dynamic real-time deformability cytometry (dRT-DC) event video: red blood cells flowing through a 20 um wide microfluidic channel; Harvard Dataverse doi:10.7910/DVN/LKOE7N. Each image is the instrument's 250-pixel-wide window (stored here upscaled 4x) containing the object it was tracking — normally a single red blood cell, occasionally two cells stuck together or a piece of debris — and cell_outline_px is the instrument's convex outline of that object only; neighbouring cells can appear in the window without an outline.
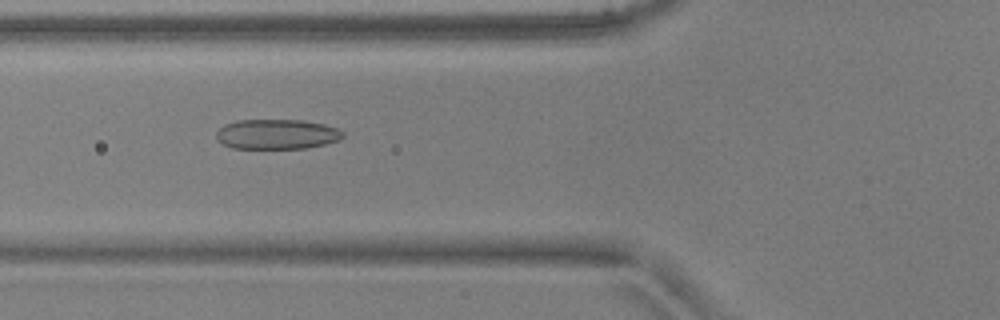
{"species": "common noctule bat (a hibernating species)", "species_latin": "Nyctalus noctula", "temperature_condition": "warm", "stored_images_in_passage": 52, "camera_frame_rate_fps": 3000, "um_per_image_px": 0.085, "animal": {"sex": "male", "body_mass_g": 17.9, "forearm_length_mm": 54.2}, "frame": {"image": 1, "passage_image": 20, "time_ms": 6.333, "image_size_px": [1000, 320], "cell_outline_px": [[344, 136], [340, 140], [308, 148], [232, 148], [216, 140], [216, 132], [224, 124], [236, 120], [304, 120], [324, 124], [336, 128], [344, 132]], "centroid_in_image_um": [23.53, 11.4], "position_along_channel_um": 102.3, "area_um2": 22.2}}
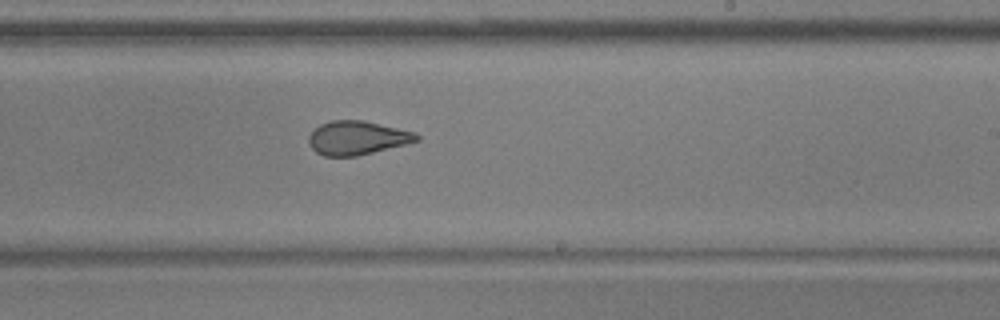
{"frame": {"image": 2, "passage_image": 32, "time_ms": 10.333, "image_size_px": [1000, 320], "cell_outline_px": [[420, 140], [356, 156], [324, 156], [316, 152], [308, 144], [308, 136], [320, 124], [332, 120], [364, 120], [416, 132], [420, 136]], "centroid_in_image_um": [30.35, 11.71], "position_along_channel_um": 258.7, "area_um2": 21.15}}
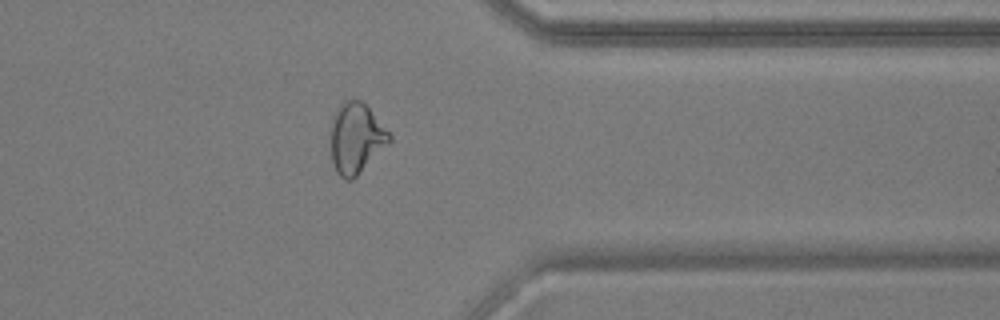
{"frame": {"image": 3, "passage_image": 42, "time_ms": 13.667, "image_size_px": [1000, 320], "cell_outline_px": [[392, 140], [352, 180], [344, 180], [336, 172], [332, 164], [328, 144], [332, 116], [336, 108], [344, 100], [360, 100], [368, 108], [392, 136]], "centroid_in_image_um": [30.19, 11.76], "position_along_channel_um": 381.2, "area_um2": 24.39}, "authors_computed_cell_mechanics": {"area_um2": 23.8136, "velocity_mm_per_s": 3.8989, "shape_relaxation_time_tau1_ms": 8.4643, "shape_relaxation_time_tau2_ms": 1.2953, "deformation_change_tau1": 0.2326, "deformation_change_tau2": 0.0829}}